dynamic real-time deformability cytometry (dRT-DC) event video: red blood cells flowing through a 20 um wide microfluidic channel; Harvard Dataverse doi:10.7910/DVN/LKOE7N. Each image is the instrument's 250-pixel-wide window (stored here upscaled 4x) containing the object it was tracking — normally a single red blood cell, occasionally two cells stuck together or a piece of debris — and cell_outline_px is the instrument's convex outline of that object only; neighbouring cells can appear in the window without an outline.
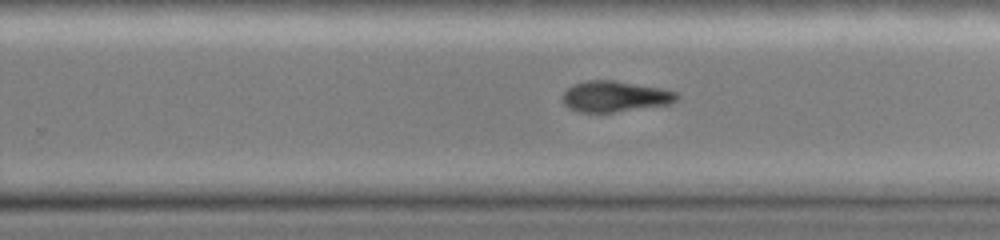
{"species": "common noctule bat (a hibernating species)", "species_latin": "Nyctalus noctula", "temperature_condition": "cold", "stored_images_in_passage": 34, "camera_frame_rate_fps": 3000, "um_per_image_px": 0.085, "animal": {"sex": "female", "body_mass_g": 19.0, "forearm_length_mm": 51.5}, "frame": {"image": 1, "passage_image": 21, "time_ms": 6.667, "image_size_px": [1000, 240], "cell_outline_px": [[680, 96], [672, 104], [612, 112], [580, 112], [568, 108], [564, 104], [564, 92], [572, 84], [588, 80], [612, 80], [660, 88], [676, 92]], "centroid_in_image_um": [52.28, 8.2], "position_along_channel_um": 277.5, "area_um2": 20.4}}
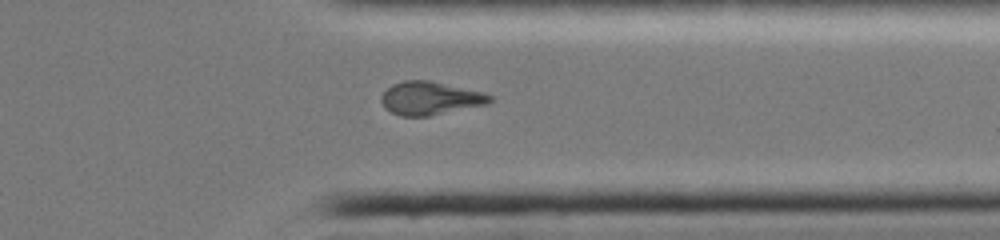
{"frame": {"image": 2, "passage_image": 28, "time_ms": 9.0, "image_size_px": [1000, 240], "cell_outline_px": [[496, 96], [488, 104], [428, 116], [400, 116], [384, 108], [380, 100], [380, 96], [392, 84], [404, 80], [428, 80], [484, 92]], "centroid_in_image_um": [36.58, 8.35], "position_along_channel_um": 374.8, "area_um2": 21.15}}
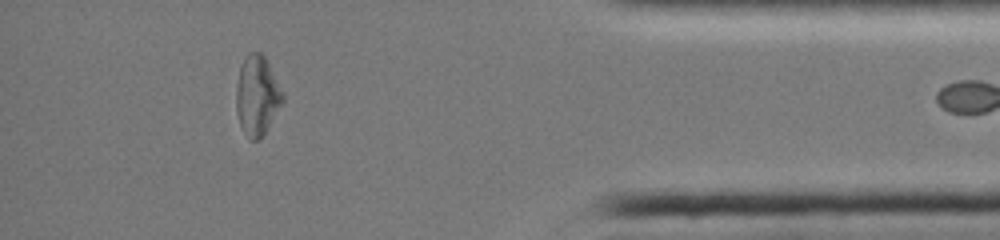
{"frame": {"image": 3, "passage_image": 33, "time_ms": 10.667, "image_size_px": [1000, 240], "cell_outline_px": [[284, 100], [264, 132], [256, 140], [252, 140], [244, 132], [240, 124], [236, 108], [236, 84], [240, 68], [244, 56], [248, 52], [260, 52], [264, 56], [284, 92]], "centroid_in_image_um": [21.85, 8.06], "position_along_channel_um": 413.4, "area_um2": 21.27}}